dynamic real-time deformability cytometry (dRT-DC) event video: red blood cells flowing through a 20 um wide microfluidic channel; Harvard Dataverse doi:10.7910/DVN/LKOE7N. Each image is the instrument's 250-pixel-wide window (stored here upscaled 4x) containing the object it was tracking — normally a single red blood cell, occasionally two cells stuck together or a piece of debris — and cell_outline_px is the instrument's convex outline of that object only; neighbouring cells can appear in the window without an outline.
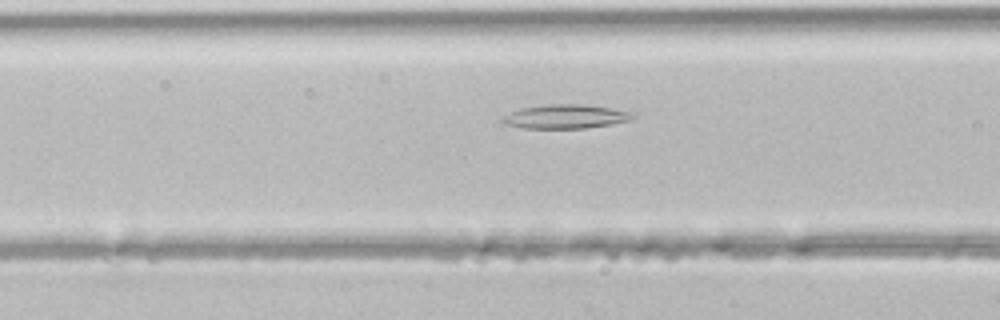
{"species": "common noctule bat (a hibernating species)", "species_latin": "Nyctalus noctula", "temperature_condition": "room temperature", "stored_images_in_passage": 28, "camera_frame_rate_fps": 3000, "um_per_image_px": 0.085, "animal": {"sex": "male", "body_mass_g": 21.5, "forearm_length_mm": 52.0}, "frame": {"image": 1, "passage_image": 8, "time_ms": 2.333, "image_size_px": [1000, 320], "cell_outline_px": [[636, 116], [632, 120], [612, 124], [584, 128], [524, 128], [504, 124], [500, 120], [504, 116], [520, 108], [548, 104], [584, 104], [612, 108], [632, 112]], "centroid_in_image_um": [48.1, 9.9], "position_along_channel_um": 118.5, "area_um2": 18.26}}
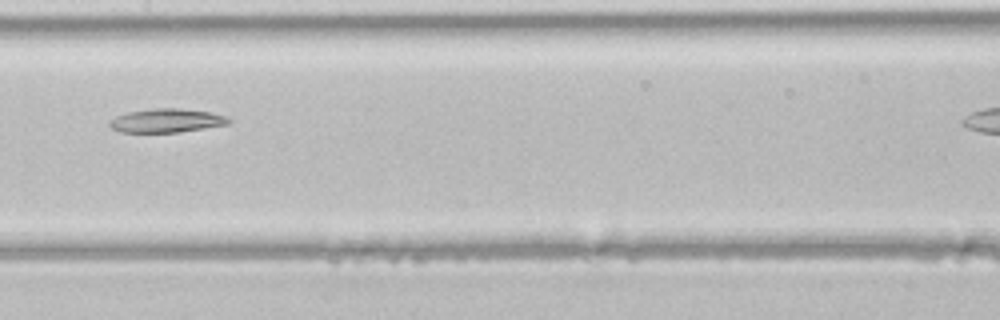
{"frame": {"image": 2, "passage_image": 13, "time_ms": 4.0, "image_size_px": [1000, 320], "cell_outline_px": [[232, 120], [228, 124], [204, 128], [176, 132], [120, 132], [112, 128], [108, 124], [108, 120], [116, 116], [128, 112], [152, 108], [176, 108], [212, 112], [228, 116]], "centroid_in_image_um": [14.16, 10.24], "position_along_channel_um": 193.2, "area_um2": 16.53}}
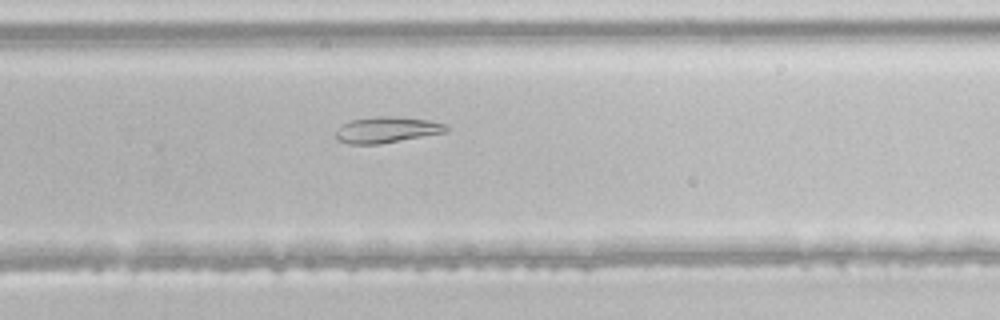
{"frame": {"image": 3, "passage_image": 20, "time_ms": 6.333, "image_size_px": [1000, 320], "cell_outline_px": [[448, 132], [380, 144], [348, 144], [340, 140], [336, 136], [336, 132], [340, 124], [348, 120], [376, 116], [400, 116], [428, 120], [448, 124]], "centroid_in_image_um": [32.9, 11.02], "position_along_channel_um": 296.9, "area_um2": 17.05}}